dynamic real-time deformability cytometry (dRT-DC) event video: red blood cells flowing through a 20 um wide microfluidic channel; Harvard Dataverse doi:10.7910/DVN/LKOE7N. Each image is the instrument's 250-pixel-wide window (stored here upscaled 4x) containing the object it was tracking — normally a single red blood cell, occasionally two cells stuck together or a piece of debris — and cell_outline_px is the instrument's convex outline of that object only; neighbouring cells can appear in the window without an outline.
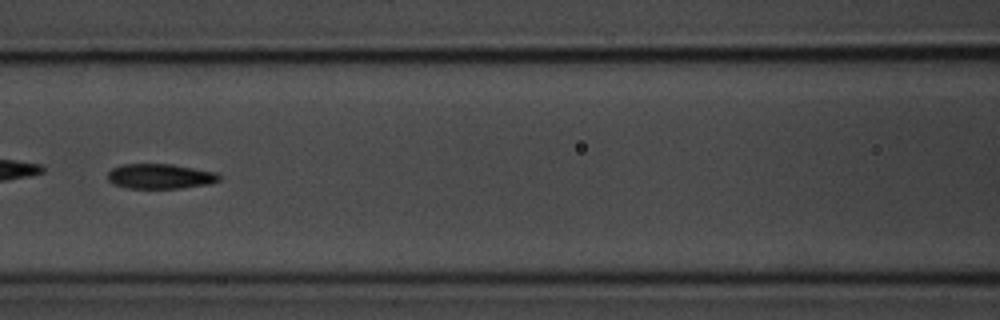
{"species": "common noctule bat (a hibernating species)", "species_latin": "Nyctalus noctula", "temperature_condition": "room temperature", "stored_images_in_passage": 53, "camera_frame_rate_fps": 3000, "um_per_image_px": 0.085, "animal": {"sex": "male", "body_mass_g": 20.1, "forearm_length_mm": 53.5}, "frame": {"image": 1, "passage_image": 23, "time_ms": 7.333, "image_size_px": [1000, 320], "cell_outline_px": [[220, 180], [208, 184], [180, 188], [128, 188], [112, 184], [108, 180], [108, 172], [112, 168], [124, 164], [172, 164], [216, 172], [220, 176]], "centroid_in_image_um": [13.6, 14.98], "position_along_channel_um": 153.0, "area_um2": 16.18}}
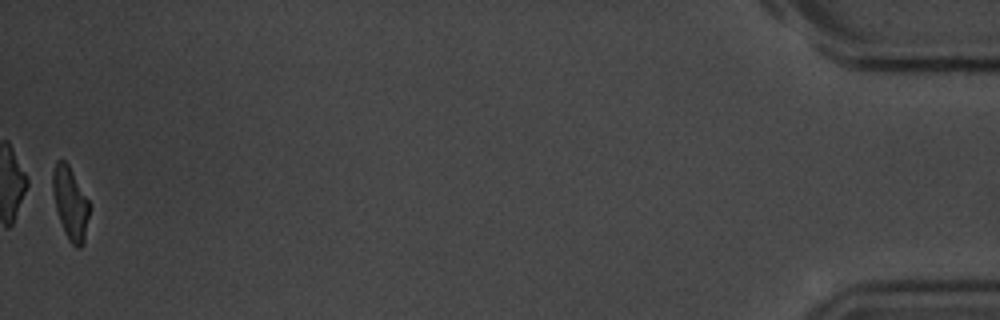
{"frame": {"image": 2, "passage_image": 53, "time_ms": 17.333, "image_size_px": [1000, 320], "cell_outline_px": [[88, 216], [84, 244], [80, 248], [76, 248], [68, 240], [64, 232], [56, 208], [52, 192], [52, 172], [56, 160], [64, 160], [68, 164], [88, 200]], "centroid_in_image_um": [5.95, 17.28], "position_along_channel_um": 429.2, "area_um2": 15.32}, "authors_computed_cell_mechanics": {"area_um2": 16.6464, "velocity_mm_per_s": 3.7133, "shape_relaxation_time_tau1_ms": 4.2785, "shape_relaxation_time_tau2_ms": 2.9716, "deformation_change_tau1": 0.1589, "deformation_change_tau2": 0.1008}}